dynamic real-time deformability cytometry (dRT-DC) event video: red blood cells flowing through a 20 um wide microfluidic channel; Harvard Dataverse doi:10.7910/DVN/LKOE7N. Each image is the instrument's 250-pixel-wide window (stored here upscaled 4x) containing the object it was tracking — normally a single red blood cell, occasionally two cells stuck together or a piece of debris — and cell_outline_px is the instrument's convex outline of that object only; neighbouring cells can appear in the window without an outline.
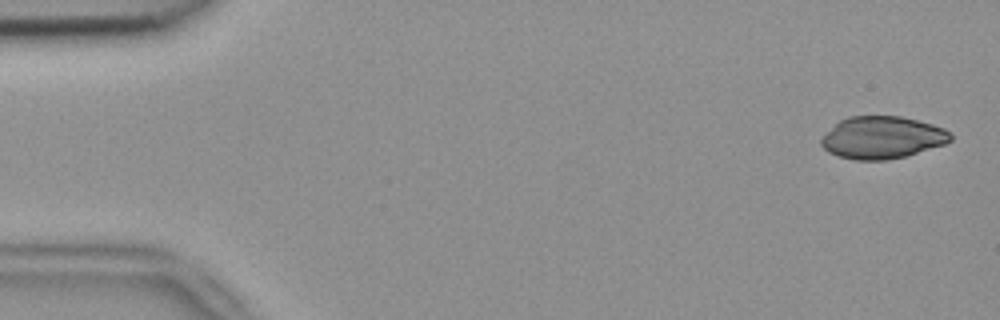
{"species": "common noctule bat (a hibernating species)", "species_latin": "Nyctalus noctula", "temperature_condition": "room temperature", "stored_images_in_passage": 52, "camera_frame_rate_fps": 3000, "um_per_image_px": 0.085, "animal": {"sex": "female", "body_mass_g": 18.4}, "frame": {"image": 1, "passage_image": 2, "time_ms": 0.333, "image_size_px": [1000, 320], "cell_outline_px": [[952, 140], [944, 144], [904, 156], [888, 160], [856, 160], [836, 156], [828, 152], [820, 144], [820, 140], [840, 120], [848, 116], [900, 116], [932, 124], [944, 128], [952, 136]], "centroid_in_image_um": [74.97, 11.69], "position_along_channel_um": 10.0, "area_um2": 31.62}}
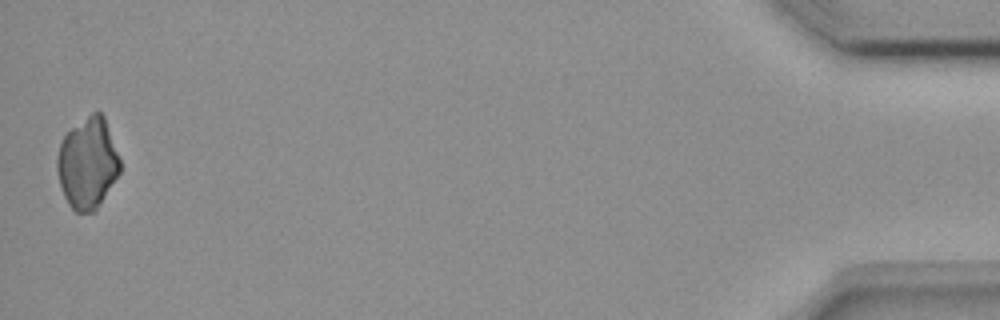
{"frame": {"image": 2, "passage_image": 52, "time_ms": 17.0, "image_size_px": [1000, 320], "cell_outline_px": [[120, 172], [96, 212], [76, 212], [68, 204], [64, 196], [60, 184], [56, 168], [56, 156], [60, 144], [64, 136], [72, 128], [92, 112], [100, 112], [104, 116], [120, 160]], "centroid_in_image_um": [7.44, 13.91], "position_along_channel_um": 427.8, "area_um2": 33.23}}